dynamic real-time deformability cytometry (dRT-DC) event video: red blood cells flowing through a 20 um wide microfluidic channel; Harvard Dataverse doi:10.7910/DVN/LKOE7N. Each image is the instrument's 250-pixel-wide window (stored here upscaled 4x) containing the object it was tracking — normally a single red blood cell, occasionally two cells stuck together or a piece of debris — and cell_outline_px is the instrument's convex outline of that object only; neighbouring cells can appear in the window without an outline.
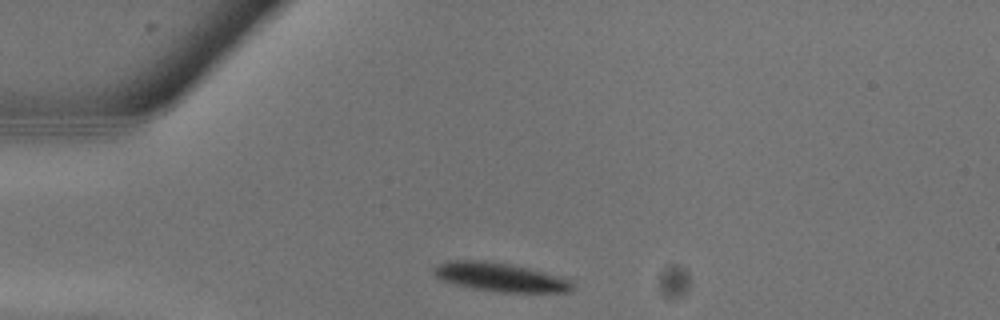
{"species": "common noctule bat (a hibernating species)", "species_latin": "Nyctalus noctula", "temperature_condition": "warm", "stored_images_in_passage": 9, "camera_frame_rate_fps": 3000, "um_per_image_px": 0.085, "animal": {"sex": "male", "body_mass_g": 13.3}, "frame": {"image": 1, "passage_image": 1, "time_ms": 0.0, "image_size_px": [1000, 320], "cell_outline_px": [[576, 288], [568, 292], [500, 292], [472, 288], [452, 284], [436, 276], [436, 268], [440, 264], [448, 260], [484, 260], [508, 264], [528, 268], [572, 280], [576, 284]], "centroid_in_image_um": [42.59, 23.57], "position_along_channel_um": 42.4, "area_um2": 23.0}}
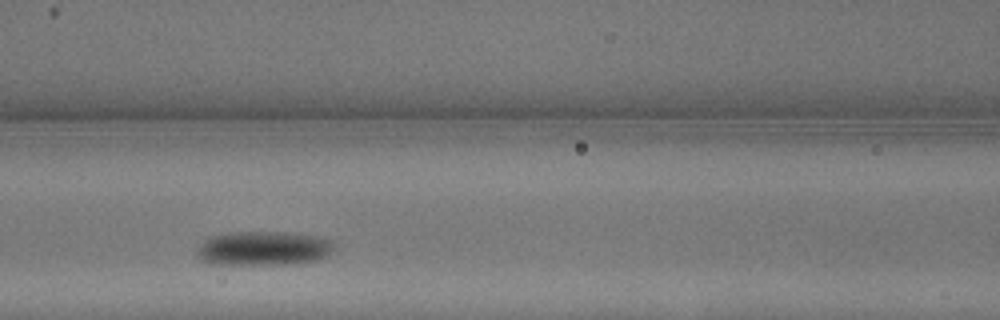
{"frame": {"image": 2, "passage_image": 6, "time_ms": 1.667, "image_size_px": [1000, 320], "cell_outline_px": [[332, 248], [328, 256], [316, 260], [276, 264], [220, 264], [200, 260], [200, 244], [208, 236], [228, 232], [284, 232], [320, 236], [332, 240]], "centroid_in_image_um": [22.4, 21.08], "position_along_channel_um": 144.2, "area_um2": 26.99}}
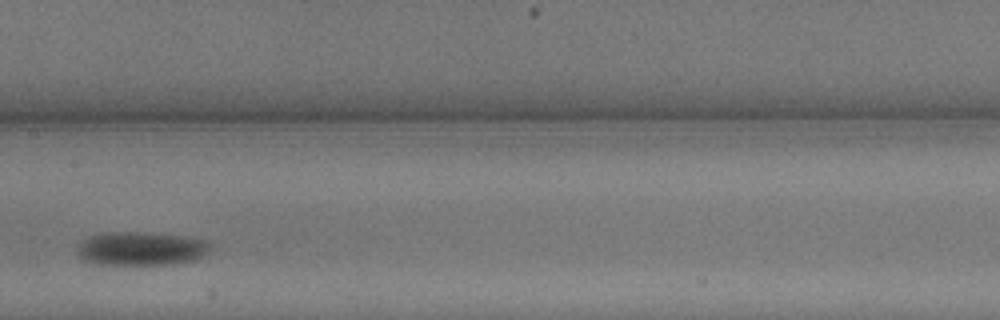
{"frame": {"image": 3, "passage_image": 8, "time_ms": 2.333, "image_size_px": [1000, 320], "cell_outline_px": [[212, 252], [200, 260], [176, 264], [96, 264], [80, 260], [80, 244], [88, 236], [104, 232], [144, 232], [188, 236], [208, 240], [212, 244]], "centroid_in_image_um": [12.14, 21.13], "position_along_channel_um": 195.3, "area_um2": 26.76}}